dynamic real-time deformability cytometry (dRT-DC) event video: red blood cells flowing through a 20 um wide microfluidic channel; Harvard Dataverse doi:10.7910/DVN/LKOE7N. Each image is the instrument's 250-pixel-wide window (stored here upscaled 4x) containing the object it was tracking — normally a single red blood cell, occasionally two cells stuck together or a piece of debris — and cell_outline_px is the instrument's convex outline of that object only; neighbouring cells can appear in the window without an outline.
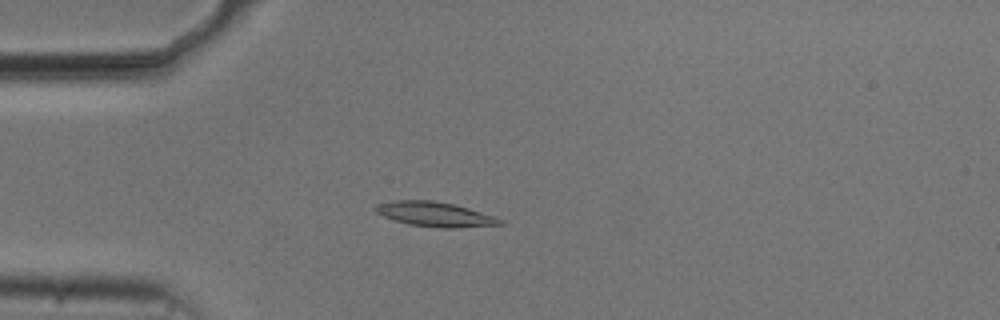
{"species": "common noctule bat (a hibernating species)", "species_latin": "Nyctalus noctula", "temperature_condition": "cold", "stored_images_in_passage": 54, "camera_frame_rate_fps": 3000, "um_per_image_px": 0.085, "animal": {"sex": "male", "body_mass_g": 20.5, "forearm_length_mm": 52.5}, "frame": {"image": 1, "passage_image": 15, "time_ms": 4.667, "image_size_px": [1000, 320], "cell_outline_px": [[504, 224], [452, 228], [440, 228], [408, 224], [384, 216], [376, 212], [372, 208], [376, 204], [392, 200], [432, 200], [452, 204], [468, 208], [504, 220]], "centroid_in_image_um": [36.92, 18.2], "position_along_channel_um": 48.1, "area_um2": 17.74}}
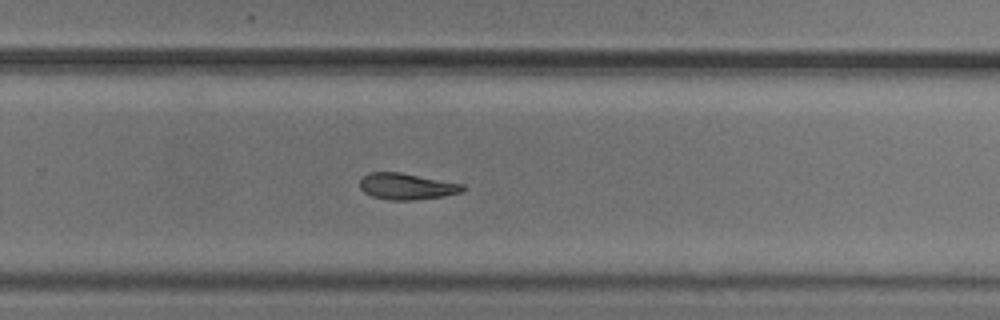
{"frame": {"image": 2, "passage_image": 36, "time_ms": 11.667, "image_size_px": [1000, 320], "cell_outline_px": [[468, 188], [460, 192], [444, 196], [412, 200], [388, 200], [372, 196], [364, 192], [360, 188], [360, 180], [368, 172], [400, 172], [464, 184]], "centroid_in_image_um": [34.58, 15.84], "position_along_channel_um": 295.2, "area_um2": 15.84}}
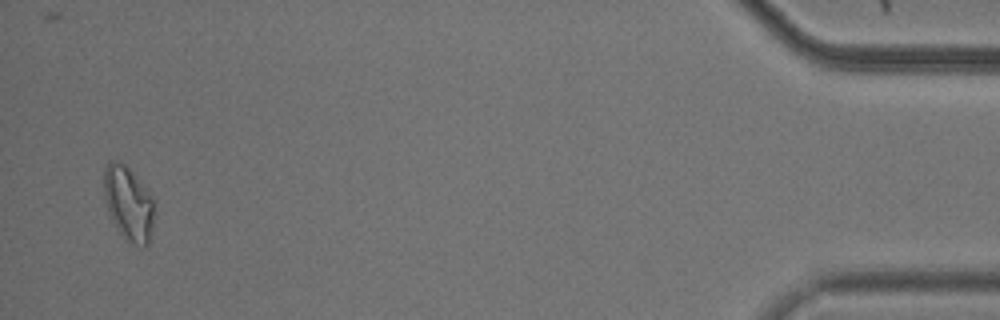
{"frame": {"image": 3, "passage_image": 53, "time_ms": 17.333, "image_size_px": [1000, 320], "cell_outline_px": [[152, 232], [148, 244], [140, 248], [124, 240], [112, 220], [108, 212], [104, 200], [104, 168], [108, 160], [120, 160], [132, 172], [152, 196]], "centroid_in_image_um": [10.88, 17.31], "position_along_channel_um": 424.3, "area_um2": 21.85}, "authors_computed_cell_mechanics": {"area_um2": 16.8776, "velocity_mm_per_s": 3.7339, "shape_relaxation_time_tau1_ms": null, "shape_relaxation_time_tau2_ms": 5.8291, "deformation_change_tau1": null, "deformation_change_tau2": 0.1242}}